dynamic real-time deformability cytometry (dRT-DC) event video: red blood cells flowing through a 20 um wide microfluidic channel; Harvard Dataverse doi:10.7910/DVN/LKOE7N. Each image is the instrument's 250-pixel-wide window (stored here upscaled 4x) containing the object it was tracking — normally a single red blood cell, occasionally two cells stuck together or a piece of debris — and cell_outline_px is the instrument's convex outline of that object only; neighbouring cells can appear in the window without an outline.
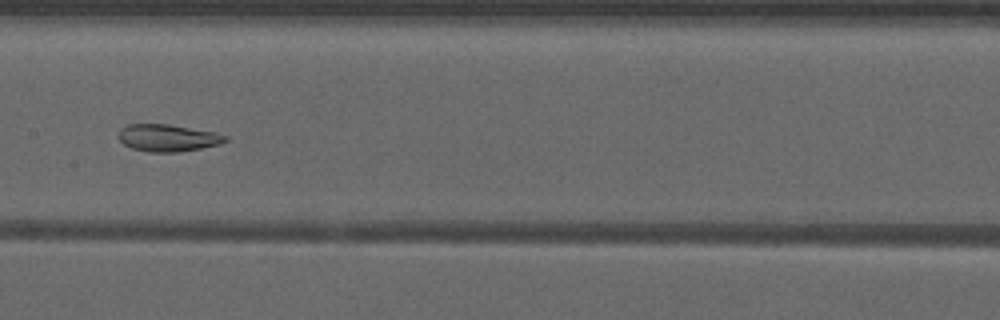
{"species": "common noctule bat (a hibernating species)", "species_latin": "Nyctalus noctula", "temperature_condition": "warm", "stored_images_in_passage": 51, "camera_frame_rate_fps": 3000, "um_per_image_px": 0.085, "animal": {"sex": "male", "forearm_length_mm": 52.5}, "frame": {"image": 1, "passage_image": 25, "time_ms": 8.0, "image_size_px": [1000, 320], "cell_outline_px": [[228, 140], [220, 144], [180, 152], [148, 152], [132, 148], [124, 144], [116, 136], [120, 128], [128, 124], [168, 124], [216, 132], [228, 136]], "centroid_in_image_um": [14.25, 11.71], "position_along_channel_um": 193.2, "area_um2": 17.05}}
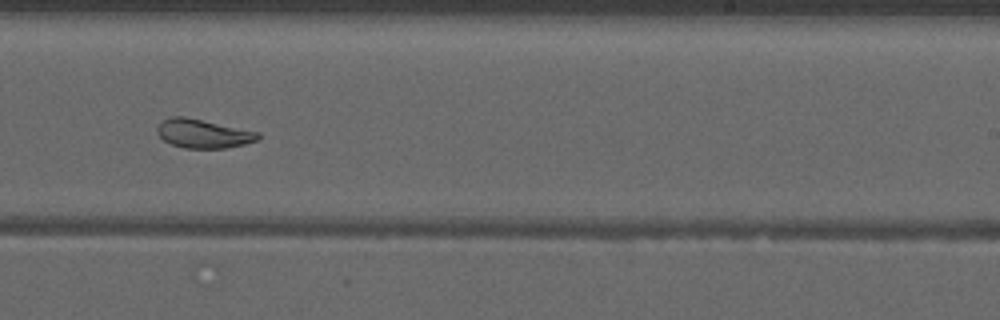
{"frame": {"image": 2, "passage_image": 31, "time_ms": 10.0, "image_size_px": [1000, 320], "cell_outline_px": [[260, 136], [256, 140], [244, 144], [228, 148], [184, 148], [172, 144], [164, 140], [156, 132], [156, 128], [168, 116], [184, 116], [260, 132]], "centroid_in_image_um": [17.26, 11.35], "position_along_channel_um": 271.7, "area_um2": 16.88}}
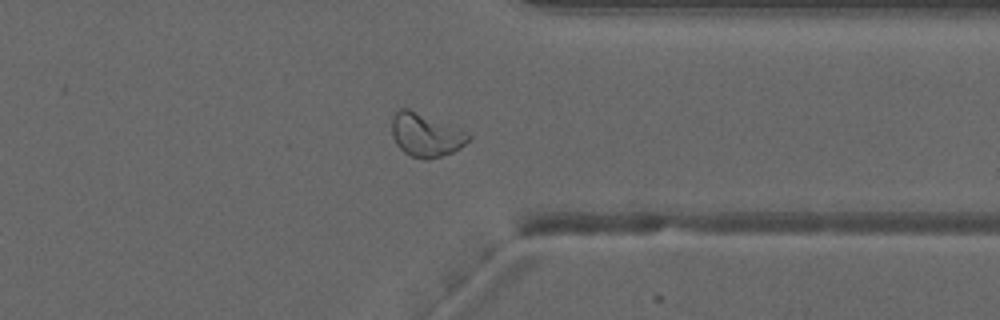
{"frame": {"image": 3, "passage_image": 39, "time_ms": 12.667, "image_size_px": [1000, 320], "cell_outline_px": [[472, 136], [460, 148], [452, 152], [428, 160], [424, 160], [412, 156], [404, 152], [396, 144], [392, 136], [392, 116], [400, 108], [408, 108], [468, 132]], "centroid_in_image_um": [36.17, 11.48], "position_along_channel_um": 375.2, "area_um2": 19.25}}